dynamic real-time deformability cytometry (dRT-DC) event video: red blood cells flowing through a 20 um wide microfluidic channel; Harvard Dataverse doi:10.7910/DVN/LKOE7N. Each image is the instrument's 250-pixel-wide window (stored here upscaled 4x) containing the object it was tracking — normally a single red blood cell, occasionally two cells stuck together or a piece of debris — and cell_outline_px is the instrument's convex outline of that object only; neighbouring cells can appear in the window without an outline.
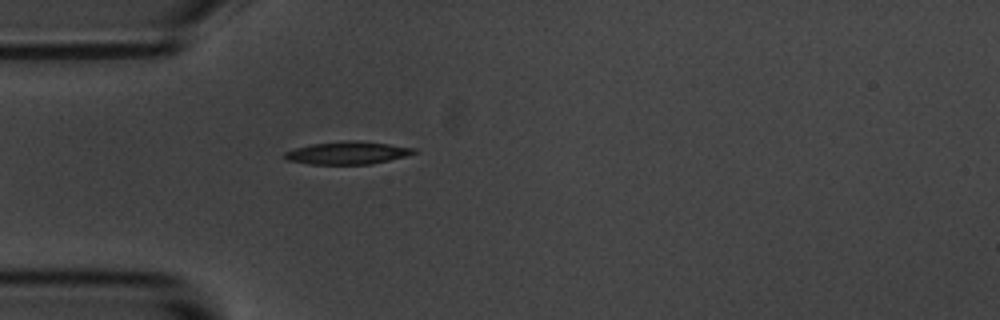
{"species": "common noctule bat (a hibernating species)", "species_latin": "Nyctalus noctula", "temperature_condition": "room temperature", "stored_images_in_passage": 1, "camera_frame_rate_fps": 3000, "um_per_image_px": 0.085, "animal": {"sex": "male", "body_mass_g": 20.1, "forearm_length_mm": 53.5}, "frame": {"image": 1, "passage_image": 1, "time_ms": 0.0, "image_size_px": [1000, 320], "cell_outline_px": [[416, 152], [408, 156], [372, 164], [308, 164], [284, 160], [284, 152], [296, 148], [312, 144], [348, 140], [352, 140], [388, 144], [416, 148]], "centroid_in_image_um": [29.53, 13.0], "position_along_channel_um": 55.5, "area_um2": 17.11}}